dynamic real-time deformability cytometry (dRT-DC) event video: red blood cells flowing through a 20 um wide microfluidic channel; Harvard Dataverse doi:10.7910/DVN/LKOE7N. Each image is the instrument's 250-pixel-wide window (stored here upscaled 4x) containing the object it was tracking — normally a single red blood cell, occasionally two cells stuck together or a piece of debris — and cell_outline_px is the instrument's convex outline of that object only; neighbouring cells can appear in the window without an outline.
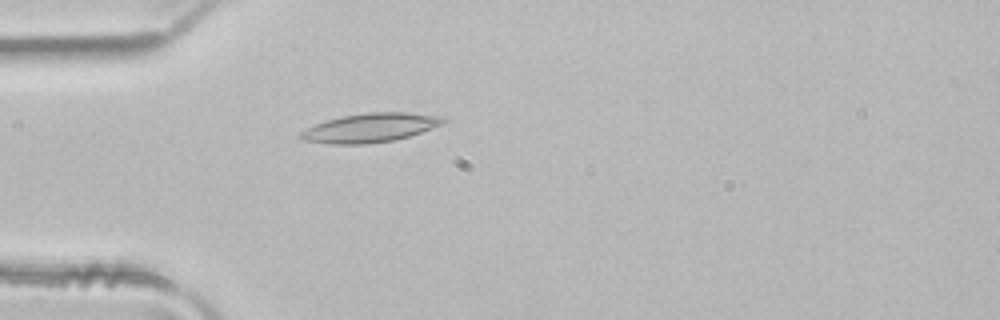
{"species": "common noctule bat (a hibernating species)", "species_latin": "Nyctalus noctula", "temperature_condition": "room temperature", "stored_images_in_passage": 1, "camera_frame_rate_fps": 3000, "um_per_image_px": 0.085, "animal": {"sex": "male", "body_mass_g": 21.5, "forearm_length_mm": 52.0}, "frame": {"image": 1, "passage_image": 1, "time_ms": 0.0, "image_size_px": [1000, 320], "cell_outline_px": [[448, 120], [444, 124], [408, 136], [392, 140], [364, 144], [328, 144], [304, 140], [300, 136], [300, 132], [316, 124], [328, 120], [344, 116], [368, 112], [408, 112], [448, 116]], "centroid_in_image_um": [31.56, 10.84], "position_along_channel_um": 53.4, "area_um2": 23.99}}